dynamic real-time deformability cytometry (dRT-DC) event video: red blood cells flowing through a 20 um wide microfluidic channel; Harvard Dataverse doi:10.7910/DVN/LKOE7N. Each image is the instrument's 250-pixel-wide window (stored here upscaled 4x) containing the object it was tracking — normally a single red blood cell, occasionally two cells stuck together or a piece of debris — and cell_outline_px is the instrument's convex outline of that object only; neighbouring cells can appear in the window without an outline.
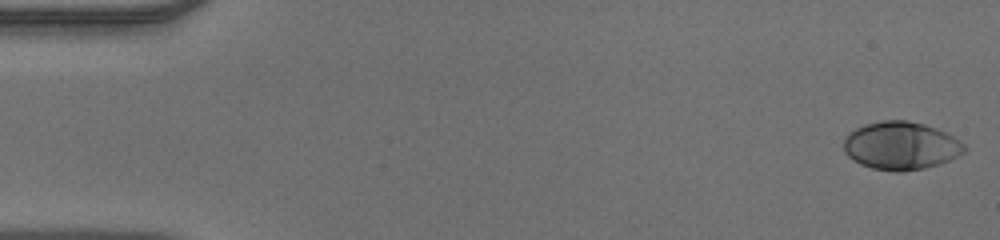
{"species": "human", "species_latin": "Homo sapiens", "temperature_condition": "warm", "stored_images_in_passage": 49, "camera_frame_rate_fps": 3000, "um_per_image_px": 0.085, "donor": {"sex": "male"}, "frame": {"image": 1, "passage_image": 1, "time_ms": 0.0, "image_size_px": [1000, 240], "cell_outline_px": [[968, 148], [964, 152], [948, 160], [924, 168], [900, 172], [896, 172], [872, 168], [860, 164], [852, 160], [844, 152], [844, 140], [848, 132], [864, 124], [884, 120], [908, 120], [924, 124], [936, 128], [960, 140]], "centroid_in_image_um": [76.55, 12.38], "position_along_channel_um": 8.5, "area_um2": 33.76}}
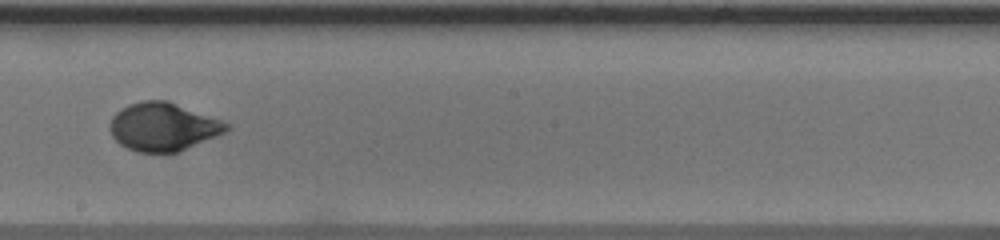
{"frame": {"image": 2, "passage_image": 28, "time_ms": 9.0, "image_size_px": [1000, 240], "cell_outline_px": [[232, 128], [216, 136], [180, 152], [136, 152], [120, 144], [112, 136], [112, 116], [120, 108], [128, 104], [144, 100], [168, 100], [220, 120], [228, 124]], "centroid_in_image_um": [13.87, 10.77], "position_along_channel_um": 234.3, "area_um2": 32.48}}
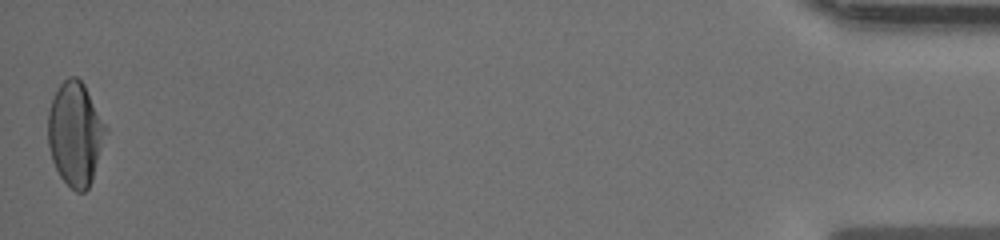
{"frame": {"image": 3, "passage_image": 49, "time_ms": 16.0, "image_size_px": [1000, 240], "cell_outline_px": [[108, 128], [92, 180], [88, 188], [84, 192], [76, 192], [60, 176], [52, 160], [48, 144], [48, 112], [52, 100], [60, 84], [68, 76], [76, 76], [84, 84]], "centroid_in_image_um": [6.4, 11.36], "position_along_channel_um": 428.8, "area_um2": 34.68}}